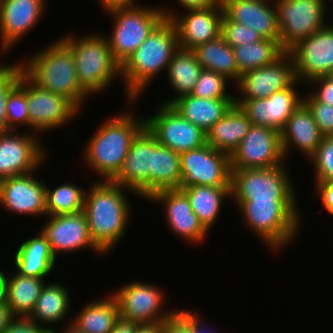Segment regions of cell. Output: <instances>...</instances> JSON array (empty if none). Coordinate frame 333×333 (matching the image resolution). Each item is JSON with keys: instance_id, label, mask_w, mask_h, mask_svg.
Masks as SVG:
<instances>
[{"instance_id": "obj_1", "label": "cell", "mask_w": 333, "mask_h": 333, "mask_svg": "<svg viewBox=\"0 0 333 333\" xmlns=\"http://www.w3.org/2000/svg\"><path fill=\"white\" fill-rule=\"evenodd\" d=\"M101 181L93 183L91 190L85 192L83 211L93 242L108 253L125 236L132 212L124 193L127 188L113 181Z\"/></svg>"}, {"instance_id": "obj_2", "label": "cell", "mask_w": 333, "mask_h": 333, "mask_svg": "<svg viewBox=\"0 0 333 333\" xmlns=\"http://www.w3.org/2000/svg\"><path fill=\"white\" fill-rule=\"evenodd\" d=\"M179 49L177 31L170 19H163L121 66L129 105L139 98L149 82L168 70L173 54Z\"/></svg>"}, {"instance_id": "obj_3", "label": "cell", "mask_w": 333, "mask_h": 333, "mask_svg": "<svg viewBox=\"0 0 333 333\" xmlns=\"http://www.w3.org/2000/svg\"><path fill=\"white\" fill-rule=\"evenodd\" d=\"M131 112L108 119L98 127L85 147L86 164L102 180L112 181L122 169L130 144L145 126V118H136Z\"/></svg>"}, {"instance_id": "obj_4", "label": "cell", "mask_w": 333, "mask_h": 333, "mask_svg": "<svg viewBox=\"0 0 333 333\" xmlns=\"http://www.w3.org/2000/svg\"><path fill=\"white\" fill-rule=\"evenodd\" d=\"M22 72L39 87L61 95L79 111L89 95L79 84L71 50L59 39L20 62Z\"/></svg>"}, {"instance_id": "obj_5", "label": "cell", "mask_w": 333, "mask_h": 333, "mask_svg": "<svg viewBox=\"0 0 333 333\" xmlns=\"http://www.w3.org/2000/svg\"><path fill=\"white\" fill-rule=\"evenodd\" d=\"M60 40L71 50L78 82L89 95L104 91L115 76H121V65L105 35L94 33L78 39L68 34Z\"/></svg>"}, {"instance_id": "obj_6", "label": "cell", "mask_w": 333, "mask_h": 333, "mask_svg": "<svg viewBox=\"0 0 333 333\" xmlns=\"http://www.w3.org/2000/svg\"><path fill=\"white\" fill-rule=\"evenodd\" d=\"M235 203L245 224L271 250L284 247L299 233L301 214L296 201L247 200Z\"/></svg>"}, {"instance_id": "obj_7", "label": "cell", "mask_w": 333, "mask_h": 333, "mask_svg": "<svg viewBox=\"0 0 333 333\" xmlns=\"http://www.w3.org/2000/svg\"><path fill=\"white\" fill-rule=\"evenodd\" d=\"M106 12L115 22L111 36L106 38L114 59L121 66L164 19L160 7L119 6Z\"/></svg>"}, {"instance_id": "obj_8", "label": "cell", "mask_w": 333, "mask_h": 333, "mask_svg": "<svg viewBox=\"0 0 333 333\" xmlns=\"http://www.w3.org/2000/svg\"><path fill=\"white\" fill-rule=\"evenodd\" d=\"M286 166L265 169H231L230 194L234 202L297 201Z\"/></svg>"}, {"instance_id": "obj_9", "label": "cell", "mask_w": 333, "mask_h": 333, "mask_svg": "<svg viewBox=\"0 0 333 333\" xmlns=\"http://www.w3.org/2000/svg\"><path fill=\"white\" fill-rule=\"evenodd\" d=\"M326 0H273L279 23L280 43L288 52L300 40L328 24L325 22Z\"/></svg>"}, {"instance_id": "obj_10", "label": "cell", "mask_w": 333, "mask_h": 333, "mask_svg": "<svg viewBox=\"0 0 333 333\" xmlns=\"http://www.w3.org/2000/svg\"><path fill=\"white\" fill-rule=\"evenodd\" d=\"M181 182L178 190L193 185L212 187L231 186L230 156L207 143L180 154Z\"/></svg>"}, {"instance_id": "obj_11", "label": "cell", "mask_w": 333, "mask_h": 333, "mask_svg": "<svg viewBox=\"0 0 333 333\" xmlns=\"http://www.w3.org/2000/svg\"><path fill=\"white\" fill-rule=\"evenodd\" d=\"M18 85L26 92L29 127L37 135L57 129L78 115L79 110L69 100L39 87L23 72L19 76Z\"/></svg>"}, {"instance_id": "obj_12", "label": "cell", "mask_w": 333, "mask_h": 333, "mask_svg": "<svg viewBox=\"0 0 333 333\" xmlns=\"http://www.w3.org/2000/svg\"><path fill=\"white\" fill-rule=\"evenodd\" d=\"M281 133L274 128L251 125L230 156L231 169H265L284 165Z\"/></svg>"}, {"instance_id": "obj_13", "label": "cell", "mask_w": 333, "mask_h": 333, "mask_svg": "<svg viewBox=\"0 0 333 333\" xmlns=\"http://www.w3.org/2000/svg\"><path fill=\"white\" fill-rule=\"evenodd\" d=\"M157 111L145 118V126L160 145L181 154L206 144V133L174 107L161 103Z\"/></svg>"}, {"instance_id": "obj_14", "label": "cell", "mask_w": 333, "mask_h": 333, "mask_svg": "<svg viewBox=\"0 0 333 333\" xmlns=\"http://www.w3.org/2000/svg\"><path fill=\"white\" fill-rule=\"evenodd\" d=\"M110 294L118 303L120 319L125 321L138 324L165 322L176 312L162 311L164 294L155 285L132 281Z\"/></svg>"}, {"instance_id": "obj_15", "label": "cell", "mask_w": 333, "mask_h": 333, "mask_svg": "<svg viewBox=\"0 0 333 333\" xmlns=\"http://www.w3.org/2000/svg\"><path fill=\"white\" fill-rule=\"evenodd\" d=\"M293 58L296 80L310 82L333 71V26L327 25L300 40L289 51Z\"/></svg>"}, {"instance_id": "obj_16", "label": "cell", "mask_w": 333, "mask_h": 333, "mask_svg": "<svg viewBox=\"0 0 333 333\" xmlns=\"http://www.w3.org/2000/svg\"><path fill=\"white\" fill-rule=\"evenodd\" d=\"M36 133L17 134L0 131V181L35 172L45 158V148ZM42 147V148H41Z\"/></svg>"}, {"instance_id": "obj_17", "label": "cell", "mask_w": 333, "mask_h": 333, "mask_svg": "<svg viewBox=\"0 0 333 333\" xmlns=\"http://www.w3.org/2000/svg\"><path fill=\"white\" fill-rule=\"evenodd\" d=\"M161 12L165 19H170L177 31L179 48L193 50L198 45L213 41L221 36L223 19L222 5H214L205 9H189L184 15L172 10Z\"/></svg>"}, {"instance_id": "obj_18", "label": "cell", "mask_w": 333, "mask_h": 333, "mask_svg": "<svg viewBox=\"0 0 333 333\" xmlns=\"http://www.w3.org/2000/svg\"><path fill=\"white\" fill-rule=\"evenodd\" d=\"M295 81L293 58L285 52L274 63L242 73L234 84L242 95L235 99H264L289 88Z\"/></svg>"}, {"instance_id": "obj_19", "label": "cell", "mask_w": 333, "mask_h": 333, "mask_svg": "<svg viewBox=\"0 0 333 333\" xmlns=\"http://www.w3.org/2000/svg\"><path fill=\"white\" fill-rule=\"evenodd\" d=\"M153 170V134L144 126L134 137L124 164L113 182L142 198H150V176Z\"/></svg>"}, {"instance_id": "obj_20", "label": "cell", "mask_w": 333, "mask_h": 333, "mask_svg": "<svg viewBox=\"0 0 333 333\" xmlns=\"http://www.w3.org/2000/svg\"><path fill=\"white\" fill-rule=\"evenodd\" d=\"M296 80L289 88L276 91L264 99H235V104L246 113L252 125L274 128L281 132L289 117L303 102L298 95Z\"/></svg>"}, {"instance_id": "obj_21", "label": "cell", "mask_w": 333, "mask_h": 333, "mask_svg": "<svg viewBox=\"0 0 333 333\" xmlns=\"http://www.w3.org/2000/svg\"><path fill=\"white\" fill-rule=\"evenodd\" d=\"M48 217L41 232L46 236L55 258L62 252H74L86 247L95 251V254H104L91 238L84 211Z\"/></svg>"}, {"instance_id": "obj_22", "label": "cell", "mask_w": 333, "mask_h": 333, "mask_svg": "<svg viewBox=\"0 0 333 333\" xmlns=\"http://www.w3.org/2000/svg\"><path fill=\"white\" fill-rule=\"evenodd\" d=\"M45 197L46 185L32 172L0 181V205L14 213L46 216Z\"/></svg>"}, {"instance_id": "obj_23", "label": "cell", "mask_w": 333, "mask_h": 333, "mask_svg": "<svg viewBox=\"0 0 333 333\" xmlns=\"http://www.w3.org/2000/svg\"><path fill=\"white\" fill-rule=\"evenodd\" d=\"M45 6V0H0L1 53L6 54L14 43L33 29Z\"/></svg>"}, {"instance_id": "obj_24", "label": "cell", "mask_w": 333, "mask_h": 333, "mask_svg": "<svg viewBox=\"0 0 333 333\" xmlns=\"http://www.w3.org/2000/svg\"><path fill=\"white\" fill-rule=\"evenodd\" d=\"M148 200H152L156 204L157 202L161 203L165 207V218L174 234L184 238V240L187 239L192 244L205 240L208 231L199 222L187 195L182 190H162L156 192Z\"/></svg>"}, {"instance_id": "obj_25", "label": "cell", "mask_w": 333, "mask_h": 333, "mask_svg": "<svg viewBox=\"0 0 333 333\" xmlns=\"http://www.w3.org/2000/svg\"><path fill=\"white\" fill-rule=\"evenodd\" d=\"M221 4L230 20L255 29L263 39L280 41L273 0H221Z\"/></svg>"}, {"instance_id": "obj_26", "label": "cell", "mask_w": 333, "mask_h": 333, "mask_svg": "<svg viewBox=\"0 0 333 333\" xmlns=\"http://www.w3.org/2000/svg\"><path fill=\"white\" fill-rule=\"evenodd\" d=\"M280 133L285 157L293 145L302 154L306 155V158H310L317 150L323 138L311 111L303 102L289 117L284 129Z\"/></svg>"}, {"instance_id": "obj_27", "label": "cell", "mask_w": 333, "mask_h": 333, "mask_svg": "<svg viewBox=\"0 0 333 333\" xmlns=\"http://www.w3.org/2000/svg\"><path fill=\"white\" fill-rule=\"evenodd\" d=\"M235 103V98H201L192 94L177 98L171 106L207 133Z\"/></svg>"}, {"instance_id": "obj_28", "label": "cell", "mask_w": 333, "mask_h": 333, "mask_svg": "<svg viewBox=\"0 0 333 333\" xmlns=\"http://www.w3.org/2000/svg\"><path fill=\"white\" fill-rule=\"evenodd\" d=\"M251 125L246 113L234 103L206 133V143L231 156L248 133Z\"/></svg>"}, {"instance_id": "obj_29", "label": "cell", "mask_w": 333, "mask_h": 333, "mask_svg": "<svg viewBox=\"0 0 333 333\" xmlns=\"http://www.w3.org/2000/svg\"><path fill=\"white\" fill-rule=\"evenodd\" d=\"M54 257L46 236L40 231L19 245L14 255L15 269L24 276L45 278L54 269Z\"/></svg>"}, {"instance_id": "obj_30", "label": "cell", "mask_w": 333, "mask_h": 333, "mask_svg": "<svg viewBox=\"0 0 333 333\" xmlns=\"http://www.w3.org/2000/svg\"><path fill=\"white\" fill-rule=\"evenodd\" d=\"M10 277L5 274V301L14 317H29L36 305L44 278L24 276L17 270Z\"/></svg>"}, {"instance_id": "obj_31", "label": "cell", "mask_w": 333, "mask_h": 333, "mask_svg": "<svg viewBox=\"0 0 333 333\" xmlns=\"http://www.w3.org/2000/svg\"><path fill=\"white\" fill-rule=\"evenodd\" d=\"M67 287L61 283L46 284L42 287L36 305L28 317L35 323L53 331L48 325L58 323L70 311V296ZM45 324V325H44Z\"/></svg>"}, {"instance_id": "obj_32", "label": "cell", "mask_w": 333, "mask_h": 333, "mask_svg": "<svg viewBox=\"0 0 333 333\" xmlns=\"http://www.w3.org/2000/svg\"><path fill=\"white\" fill-rule=\"evenodd\" d=\"M180 182V154L160 145L153 135V170H151L150 176V198L156 192L177 189Z\"/></svg>"}, {"instance_id": "obj_33", "label": "cell", "mask_w": 333, "mask_h": 333, "mask_svg": "<svg viewBox=\"0 0 333 333\" xmlns=\"http://www.w3.org/2000/svg\"><path fill=\"white\" fill-rule=\"evenodd\" d=\"M76 316L71 323L84 333H110L120 320L118 303L112 294L87 303Z\"/></svg>"}, {"instance_id": "obj_34", "label": "cell", "mask_w": 333, "mask_h": 333, "mask_svg": "<svg viewBox=\"0 0 333 333\" xmlns=\"http://www.w3.org/2000/svg\"><path fill=\"white\" fill-rule=\"evenodd\" d=\"M182 191L187 195L199 222L208 232L220 215L223 201L231 197L230 187L193 185Z\"/></svg>"}, {"instance_id": "obj_35", "label": "cell", "mask_w": 333, "mask_h": 333, "mask_svg": "<svg viewBox=\"0 0 333 333\" xmlns=\"http://www.w3.org/2000/svg\"><path fill=\"white\" fill-rule=\"evenodd\" d=\"M202 68L224 75L235 84L241 73L238 71L233 48L220 36L193 49Z\"/></svg>"}, {"instance_id": "obj_36", "label": "cell", "mask_w": 333, "mask_h": 333, "mask_svg": "<svg viewBox=\"0 0 333 333\" xmlns=\"http://www.w3.org/2000/svg\"><path fill=\"white\" fill-rule=\"evenodd\" d=\"M202 69L193 50L179 48L173 54L167 70L170 85L178 96L162 104L171 105L177 98L191 94Z\"/></svg>"}, {"instance_id": "obj_37", "label": "cell", "mask_w": 333, "mask_h": 333, "mask_svg": "<svg viewBox=\"0 0 333 333\" xmlns=\"http://www.w3.org/2000/svg\"><path fill=\"white\" fill-rule=\"evenodd\" d=\"M238 71H245L264 67L278 60L286 51L280 41L262 39L252 44L233 47Z\"/></svg>"}, {"instance_id": "obj_38", "label": "cell", "mask_w": 333, "mask_h": 333, "mask_svg": "<svg viewBox=\"0 0 333 333\" xmlns=\"http://www.w3.org/2000/svg\"><path fill=\"white\" fill-rule=\"evenodd\" d=\"M85 191L64 183L51 190L46 187V215L74 214L84 210Z\"/></svg>"}, {"instance_id": "obj_39", "label": "cell", "mask_w": 333, "mask_h": 333, "mask_svg": "<svg viewBox=\"0 0 333 333\" xmlns=\"http://www.w3.org/2000/svg\"><path fill=\"white\" fill-rule=\"evenodd\" d=\"M227 81L224 75L203 68L191 94L207 99L235 98L226 91Z\"/></svg>"}, {"instance_id": "obj_40", "label": "cell", "mask_w": 333, "mask_h": 333, "mask_svg": "<svg viewBox=\"0 0 333 333\" xmlns=\"http://www.w3.org/2000/svg\"><path fill=\"white\" fill-rule=\"evenodd\" d=\"M7 131H16L17 126L29 127L28 105L26 92L17 84L10 92L6 101Z\"/></svg>"}, {"instance_id": "obj_41", "label": "cell", "mask_w": 333, "mask_h": 333, "mask_svg": "<svg viewBox=\"0 0 333 333\" xmlns=\"http://www.w3.org/2000/svg\"><path fill=\"white\" fill-rule=\"evenodd\" d=\"M308 161L313 163L315 182H333V136H323Z\"/></svg>"}, {"instance_id": "obj_42", "label": "cell", "mask_w": 333, "mask_h": 333, "mask_svg": "<svg viewBox=\"0 0 333 333\" xmlns=\"http://www.w3.org/2000/svg\"><path fill=\"white\" fill-rule=\"evenodd\" d=\"M221 37L232 48L259 42L263 39L255 29L248 27L245 24L232 21L225 14H223L221 24Z\"/></svg>"}, {"instance_id": "obj_43", "label": "cell", "mask_w": 333, "mask_h": 333, "mask_svg": "<svg viewBox=\"0 0 333 333\" xmlns=\"http://www.w3.org/2000/svg\"><path fill=\"white\" fill-rule=\"evenodd\" d=\"M303 103L311 111L323 136H333V106L319 102L311 92L303 97Z\"/></svg>"}, {"instance_id": "obj_44", "label": "cell", "mask_w": 333, "mask_h": 333, "mask_svg": "<svg viewBox=\"0 0 333 333\" xmlns=\"http://www.w3.org/2000/svg\"><path fill=\"white\" fill-rule=\"evenodd\" d=\"M21 73V65L17 63L0 80V131H7L6 101L9 92L18 84Z\"/></svg>"}, {"instance_id": "obj_45", "label": "cell", "mask_w": 333, "mask_h": 333, "mask_svg": "<svg viewBox=\"0 0 333 333\" xmlns=\"http://www.w3.org/2000/svg\"><path fill=\"white\" fill-rule=\"evenodd\" d=\"M308 83L311 88L315 85L311 94L319 102L333 106V77L331 75L316 77Z\"/></svg>"}, {"instance_id": "obj_46", "label": "cell", "mask_w": 333, "mask_h": 333, "mask_svg": "<svg viewBox=\"0 0 333 333\" xmlns=\"http://www.w3.org/2000/svg\"><path fill=\"white\" fill-rule=\"evenodd\" d=\"M2 333H51V331L28 317H15Z\"/></svg>"}, {"instance_id": "obj_47", "label": "cell", "mask_w": 333, "mask_h": 333, "mask_svg": "<svg viewBox=\"0 0 333 333\" xmlns=\"http://www.w3.org/2000/svg\"><path fill=\"white\" fill-rule=\"evenodd\" d=\"M315 187L323 207L333 216V182H316Z\"/></svg>"}, {"instance_id": "obj_48", "label": "cell", "mask_w": 333, "mask_h": 333, "mask_svg": "<svg viewBox=\"0 0 333 333\" xmlns=\"http://www.w3.org/2000/svg\"><path fill=\"white\" fill-rule=\"evenodd\" d=\"M164 333H192L191 326L175 312L164 322Z\"/></svg>"}, {"instance_id": "obj_49", "label": "cell", "mask_w": 333, "mask_h": 333, "mask_svg": "<svg viewBox=\"0 0 333 333\" xmlns=\"http://www.w3.org/2000/svg\"><path fill=\"white\" fill-rule=\"evenodd\" d=\"M176 312L191 326L192 333H211V331H208L209 329L204 327L205 324L201 321L199 315H196L187 309L177 310Z\"/></svg>"}, {"instance_id": "obj_50", "label": "cell", "mask_w": 333, "mask_h": 333, "mask_svg": "<svg viewBox=\"0 0 333 333\" xmlns=\"http://www.w3.org/2000/svg\"><path fill=\"white\" fill-rule=\"evenodd\" d=\"M185 10L205 9L214 5H222L221 0H177Z\"/></svg>"}, {"instance_id": "obj_51", "label": "cell", "mask_w": 333, "mask_h": 333, "mask_svg": "<svg viewBox=\"0 0 333 333\" xmlns=\"http://www.w3.org/2000/svg\"><path fill=\"white\" fill-rule=\"evenodd\" d=\"M15 317L10 311L6 301L0 304V333H2Z\"/></svg>"}, {"instance_id": "obj_52", "label": "cell", "mask_w": 333, "mask_h": 333, "mask_svg": "<svg viewBox=\"0 0 333 333\" xmlns=\"http://www.w3.org/2000/svg\"><path fill=\"white\" fill-rule=\"evenodd\" d=\"M138 323L120 319L110 333H135Z\"/></svg>"}, {"instance_id": "obj_53", "label": "cell", "mask_w": 333, "mask_h": 333, "mask_svg": "<svg viewBox=\"0 0 333 333\" xmlns=\"http://www.w3.org/2000/svg\"><path fill=\"white\" fill-rule=\"evenodd\" d=\"M135 333H164V322L138 324Z\"/></svg>"}, {"instance_id": "obj_54", "label": "cell", "mask_w": 333, "mask_h": 333, "mask_svg": "<svg viewBox=\"0 0 333 333\" xmlns=\"http://www.w3.org/2000/svg\"><path fill=\"white\" fill-rule=\"evenodd\" d=\"M101 3L100 5L102 8L105 10L114 8V7H119V6H132L136 5L134 0H98Z\"/></svg>"}, {"instance_id": "obj_55", "label": "cell", "mask_w": 333, "mask_h": 333, "mask_svg": "<svg viewBox=\"0 0 333 333\" xmlns=\"http://www.w3.org/2000/svg\"><path fill=\"white\" fill-rule=\"evenodd\" d=\"M5 273L0 268V304L5 302Z\"/></svg>"}, {"instance_id": "obj_56", "label": "cell", "mask_w": 333, "mask_h": 333, "mask_svg": "<svg viewBox=\"0 0 333 333\" xmlns=\"http://www.w3.org/2000/svg\"><path fill=\"white\" fill-rule=\"evenodd\" d=\"M51 333H84L81 330H79L77 327H75L72 323L69 324V326L63 331V332H56L55 328Z\"/></svg>"}, {"instance_id": "obj_57", "label": "cell", "mask_w": 333, "mask_h": 333, "mask_svg": "<svg viewBox=\"0 0 333 333\" xmlns=\"http://www.w3.org/2000/svg\"><path fill=\"white\" fill-rule=\"evenodd\" d=\"M2 64H0V80L15 66L13 65H6V66H1Z\"/></svg>"}]
</instances>
